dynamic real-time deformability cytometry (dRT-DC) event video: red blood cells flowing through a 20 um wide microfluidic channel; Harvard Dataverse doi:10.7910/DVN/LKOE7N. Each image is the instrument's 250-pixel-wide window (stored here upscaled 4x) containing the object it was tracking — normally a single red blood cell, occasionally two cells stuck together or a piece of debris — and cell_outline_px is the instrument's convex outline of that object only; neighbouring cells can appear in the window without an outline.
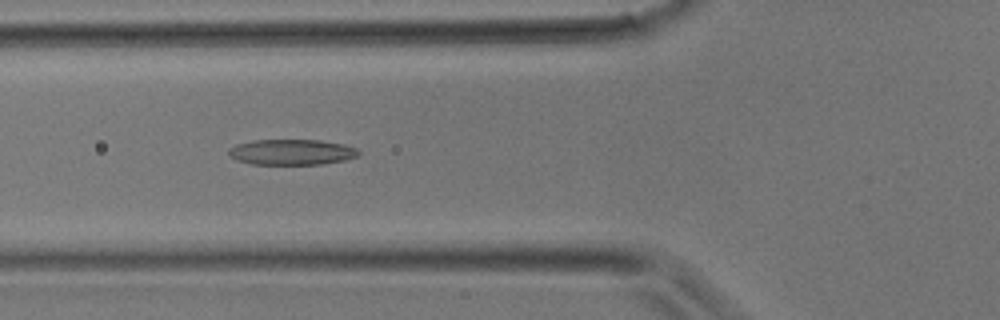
{"species": "common noctule bat (a hibernating species)", "species_latin": "Nyctalus noctula", "temperature_condition": "room temperature", "stored_images_in_passage": 33, "camera_frame_rate_fps": 3000, "um_per_image_px": 0.085, "animal": {"sex": "male", "body_mass_g": 17.9}, "frame": {"image": 1, "passage_image": 10, "time_ms": 3.0, "image_size_px": [1000, 320], "cell_outline_px": [[360, 152], [356, 156], [344, 160], [320, 164], [252, 164], [236, 160], [228, 156], [228, 148], [236, 144], [252, 140], [320, 140], [344, 144], [356, 148]], "centroid_in_image_um": [24.74, 12.92], "position_along_channel_um": 101.1, "area_um2": 19.42}}
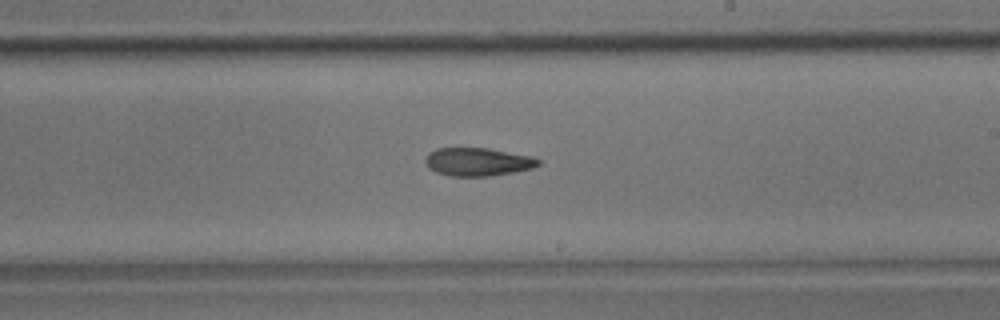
{"frame": {"image": 2, "passage_image": 18, "time_ms": 5.667, "image_size_px": [1000, 320], "cell_outline_px": [[540, 164], [532, 168], [516, 172], [488, 176], [448, 176], [436, 172], [428, 168], [424, 160], [428, 152], [436, 148], [488, 148], [532, 156], [540, 160]], "centroid_in_image_um": [40.59, 13.76], "position_along_channel_um": 248.4, "area_um2": 18.73}}
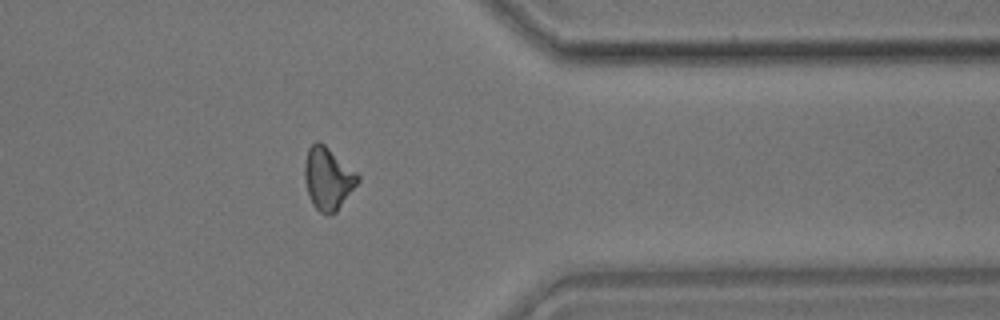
{"frame": {"image": 3, "passage_image": 26, "time_ms": 8.333, "image_size_px": [1000, 320], "cell_outline_px": [[360, 180], [336, 212], [320, 212], [312, 204], [308, 196], [304, 180], [304, 164], [308, 148], [316, 140], [320, 140], [356, 172], [360, 176]], "centroid_in_image_um": [27.85, 15.14], "position_along_channel_um": 383.6, "area_um2": 19.25}}